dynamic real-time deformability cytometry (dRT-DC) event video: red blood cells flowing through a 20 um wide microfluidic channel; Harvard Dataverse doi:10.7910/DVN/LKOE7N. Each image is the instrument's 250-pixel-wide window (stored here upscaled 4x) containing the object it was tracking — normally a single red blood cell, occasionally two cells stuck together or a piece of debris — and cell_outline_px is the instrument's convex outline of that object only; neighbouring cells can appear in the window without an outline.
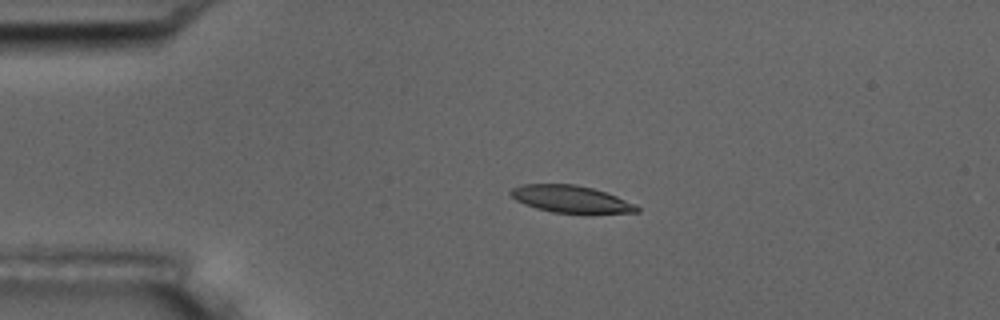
{"species": "common noctule bat (a hibernating species)", "species_latin": "Nyctalus noctula", "temperature_condition": "room temperature", "stored_images_in_passage": 6, "camera_frame_rate_fps": 3000, "um_per_image_px": 0.085, "animal": {"sex": "male", "body_mass_g": 17.5, "forearm_length_mm": 52.3}, "frame": {"image": 1, "passage_image": 4, "time_ms": 3.667, "image_size_px": [1000, 320], "cell_outline_px": [[640, 212], [552, 212], [536, 208], [524, 204], [516, 200], [508, 192], [512, 188], [520, 184], [576, 184], [592, 188], [616, 196], [636, 204], [640, 208]], "centroid_in_image_um": [48.48, 16.9], "position_along_channel_um": 36.5, "area_um2": 19.59}}
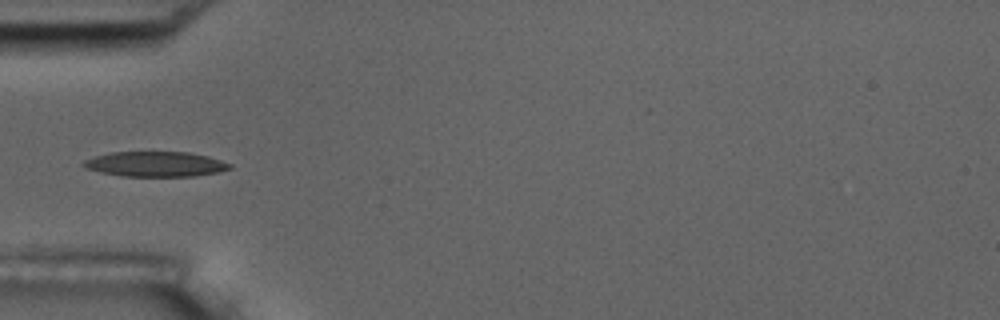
{"frame": {"image": 2, "passage_image": 6, "time_ms": 5.667, "image_size_px": [1000, 320], "cell_outline_px": [[232, 168], [216, 172], [196, 176], [120, 176], [100, 172], [84, 168], [80, 164], [84, 160], [96, 156], [112, 152], [188, 152], [208, 156], [232, 164]], "centroid_in_image_um": [13.19, 13.95], "position_along_channel_um": 71.8, "area_um2": 21.39}}